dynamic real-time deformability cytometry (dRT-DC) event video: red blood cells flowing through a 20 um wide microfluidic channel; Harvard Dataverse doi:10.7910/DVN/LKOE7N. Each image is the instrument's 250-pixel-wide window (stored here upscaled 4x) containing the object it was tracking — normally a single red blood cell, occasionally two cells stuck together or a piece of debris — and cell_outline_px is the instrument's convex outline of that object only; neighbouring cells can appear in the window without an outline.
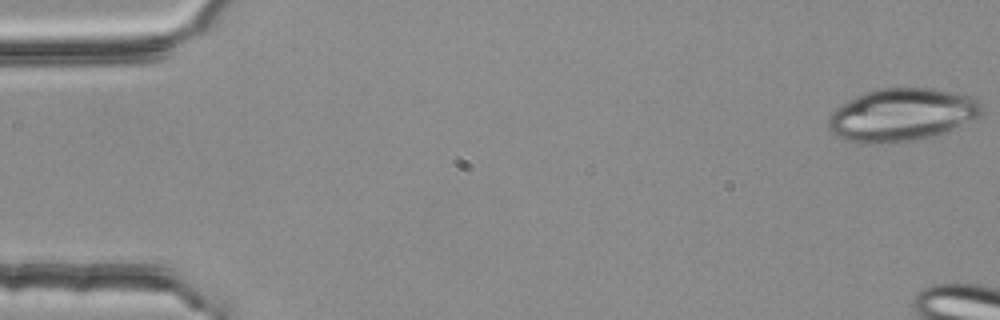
{"species": "common noctule bat (a hibernating species)", "species_latin": "Nyctalus noctula", "temperature_condition": "room temperature", "stored_images_in_passage": 9, "camera_frame_rate_fps": 3000, "um_per_image_px": 0.085, "animal": {"sex": "female", "body_mass_g": 25.1}, "frame": {"image": 1, "passage_image": 1, "time_ms": 0.0, "image_size_px": [1000, 320], "cell_outline_px": [[984, 108], [980, 116], [936, 136], [924, 140], [896, 144], [860, 144], [844, 140], [836, 136], [828, 128], [828, 116], [836, 108], [856, 96], [864, 92], [876, 88], [932, 88], [972, 96], [980, 100]], "centroid_in_image_um": [76.65, 9.79], "position_along_channel_um": 8.4, "area_um2": 48.15}}